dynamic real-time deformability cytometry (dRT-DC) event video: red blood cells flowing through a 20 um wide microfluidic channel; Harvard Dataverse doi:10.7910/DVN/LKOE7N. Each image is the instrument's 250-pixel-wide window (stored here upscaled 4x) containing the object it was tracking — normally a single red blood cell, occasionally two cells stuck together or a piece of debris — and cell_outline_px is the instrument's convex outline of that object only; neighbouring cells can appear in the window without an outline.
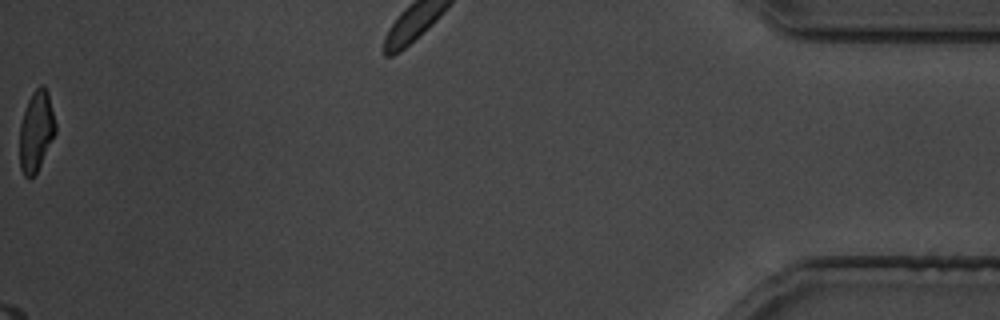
{"species": "common noctule bat (a hibernating species)", "species_latin": "Nyctalus noctula", "temperature_condition": "cold", "stored_images_in_passage": 34, "camera_frame_rate_fps": 3000, "um_per_image_px": 0.085, "animal": {"sex": "male", "body_mass_g": 19.5, "forearm_length_mm": 54.6}, "frame": {"image": 1, "passage_image": 34, "time_ms": 41.333, "image_size_px": [1000, 320], "cell_outline_px": [[56, 132], [36, 172], [28, 180], [24, 176], [20, 168], [20, 124], [28, 100], [32, 92], [40, 84], [44, 84], [48, 92], [56, 124]], "centroid_in_image_um": [3.07, 11.12], "position_along_channel_um": 432.1, "area_um2": 16.7}}